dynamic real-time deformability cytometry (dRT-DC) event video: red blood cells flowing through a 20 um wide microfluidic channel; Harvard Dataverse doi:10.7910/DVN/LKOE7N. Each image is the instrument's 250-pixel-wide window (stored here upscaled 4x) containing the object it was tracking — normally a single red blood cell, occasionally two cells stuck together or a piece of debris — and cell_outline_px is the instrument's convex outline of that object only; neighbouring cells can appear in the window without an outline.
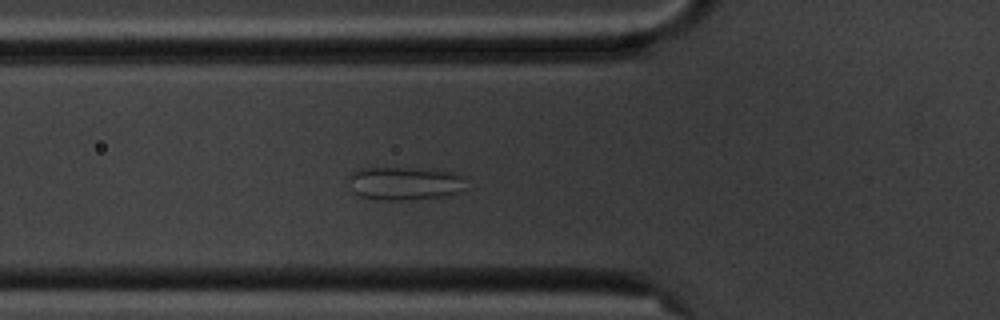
{"species": "common noctule bat (a hibernating species)", "species_latin": "Nyctalus noctula", "temperature_condition": "cold", "stored_images_in_passage": 6, "camera_frame_rate_fps": 3000, "um_per_image_px": 0.085, "animal": {"sex": "male", "body_mass_g": 20.1, "forearm_length_mm": 53.5}, "frame": {"image": 1, "passage_image": 6, "time_ms": 5.667, "image_size_px": [1000, 320], "cell_outline_px": [[468, 188], [460, 192], [444, 196], [400, 200], [380, 200], [360, 196], [356, 192], [348, 180], [348, 172], [356, 168], [400, 168], [452, 172], [464, 176]], "centroid_in_image_um": [34.4, 15.58], "position_along_channel_um": 91.4, "area_um2": 22.77}}